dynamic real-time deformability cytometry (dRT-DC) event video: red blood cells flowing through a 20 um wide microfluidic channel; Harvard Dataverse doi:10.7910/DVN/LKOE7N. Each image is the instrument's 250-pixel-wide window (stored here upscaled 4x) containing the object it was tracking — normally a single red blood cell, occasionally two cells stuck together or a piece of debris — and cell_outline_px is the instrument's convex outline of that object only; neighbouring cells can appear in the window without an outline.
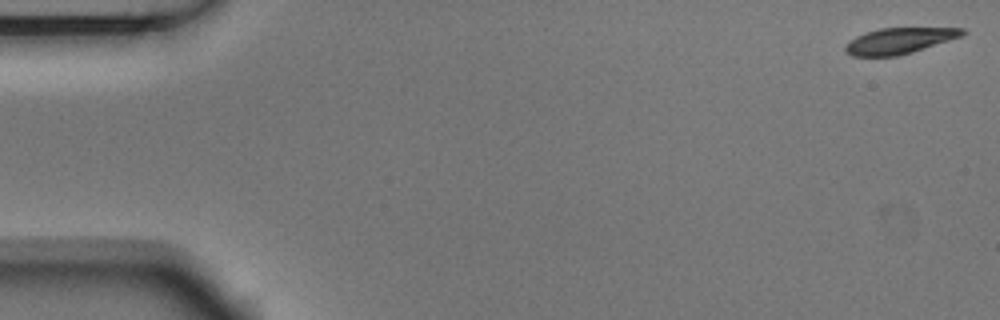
{"species": "Egyptian fruit bat (a non-hibernating species)", "species_latin": "Rousettus aegyptiacus", "temperature_condition": "room temperature", "stored_images_in_passage": 55, "camera_frame_rate_fps": 3000, "um_per_image_px": 0.085, "animal": {"sex": "male"}, "frame": {"image": 1, "passage_image": 1, "time_ms": 0.0, "image_size_px": [1000, 320], "cell_outline_px": [[968, 32], [960, 36], [912, 52], [896, 56], [852, 56], [844, 52], [844, 48], [856, 36], [880, 28], [964, 28]], "centroid_in_image_um": [76.42, 3.47], "position_along_channel_um": 8.6, "area_um2": 17.34}}
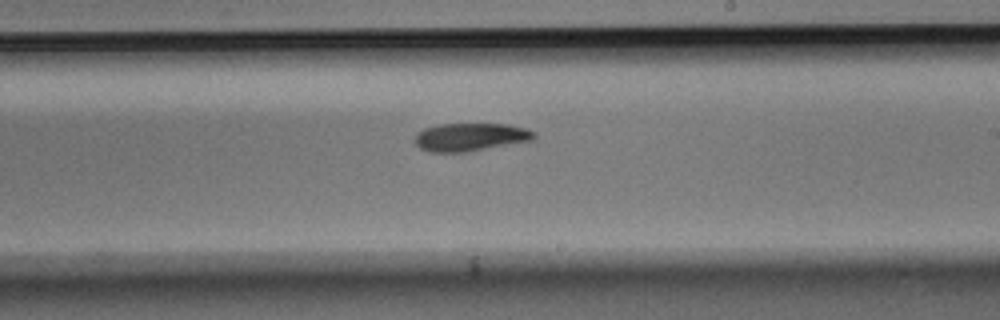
{"frame": {"image": 2, "passage_image": 32, "time_ms": 10.333, "image_size_px": [1000, 320], "cell_outline_px": [[536, 136], [532, 140], [464, 152], [432, 152], [420, 148], [416, 144], [416, 136], [424, 128], [440, 124], [508, 124], [524, 128], [536, 132]], "centroid_in_image_um": [40.0, 11.64], "position_along_channel_um": 249.0, "area_um2": 19.13}}
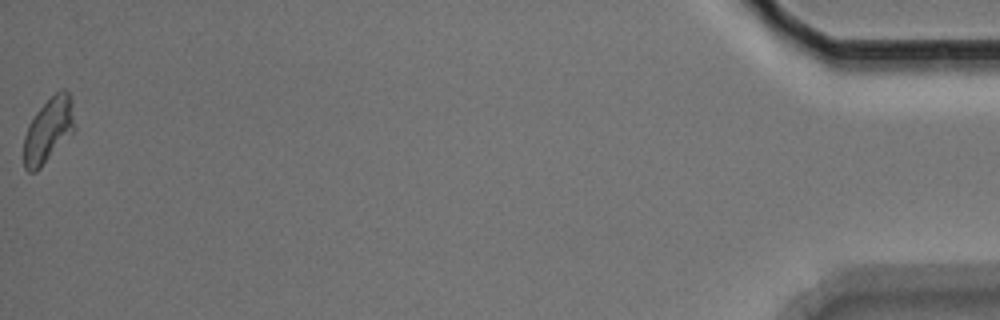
{"frame": {"image": 3, "passage_image": 55, "time_ms": 18.0, "image_size_px": [1000, 320], "cell_outline_px": [[76, 128], [40, 168], [36, 172], [28, 172], [24, 168], [24, 136], [28, 124], [36, 112], [60, 88], [64, 88], [72, 96]], "centroid_in_image_um": [4.13, 11.03], "position_along_channel_um": 431.1, "area_um2": 19.25}, "authors_computed_cell_mechanics": {"area_um2": 19.363, "velocity_mm_per_s": 3.6476, "shape_relaxation_time_tau1_ms": 3.0548, "shape_relaxation_time_tau2_ms": null, "deformation_change_tau1": 0.114, "deformation_change_tau2": null}}